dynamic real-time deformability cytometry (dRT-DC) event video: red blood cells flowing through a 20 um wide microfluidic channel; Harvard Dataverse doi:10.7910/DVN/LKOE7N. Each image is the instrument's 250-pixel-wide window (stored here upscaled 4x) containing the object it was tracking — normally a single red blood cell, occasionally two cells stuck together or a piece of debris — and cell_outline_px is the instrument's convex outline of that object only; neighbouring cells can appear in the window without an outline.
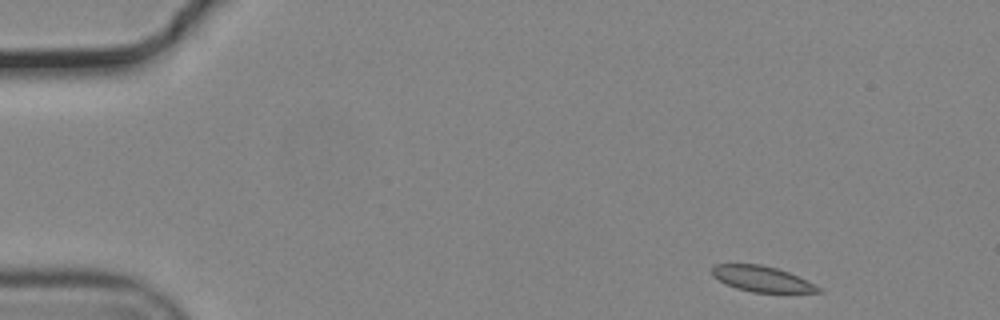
{"species": "common noctule bat (a hibernating species)", "species_latin": "Nyctalus noctula", "temperature_condition": "cold", "stored_images_in_passage": 46, "camera_frame_rate_fps": 3000, "um_per_image_px": 0.085, "animal": {"sex": "male", "body_mass_g": 19.2, "forearm_length_mm": 51.8}, "frame": {"image": 1, "passage_image": 1, "time_ms": 0.0, "image_size_px": [1000, 320], "cell_outline_px": [[824, 292], [752, 292], [736, 288], [712, 276], [712, 268], [716, 264], [760, 264], [776, 268], [788, 272], [820, 288]], "centroid_in_image_um": [64.72, 23.7], "position_along_channel_um": 20.3, "area_um2": 15.43}}
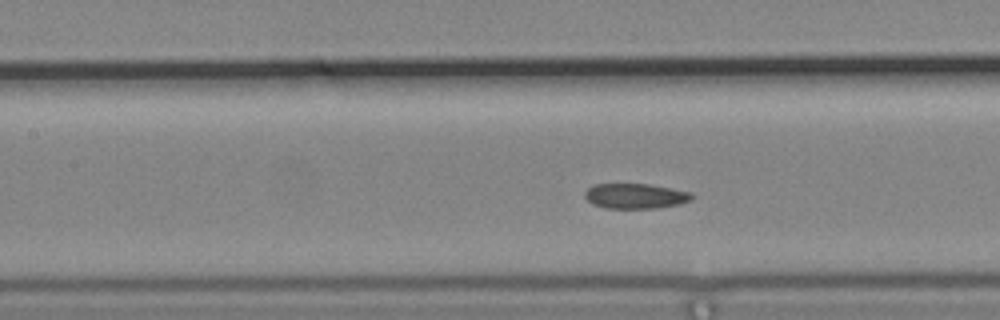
{"frame": {"image": 2, "passage_image": 20, "time_ms": 6.333, "image_size_px": [1000, 320], "cell_outline_px": [[696, 196], [692, 200], [680, 204], [656, 208], [604, 208], [592, 204], [584, 196], [584, 192], [592, 184], [648, 184], [672, 188], [692, 192]], "centroid_in_image_um": [54.04, 16.66], "position_along_channel_um": 153.4, "area_um2": 15.9}}
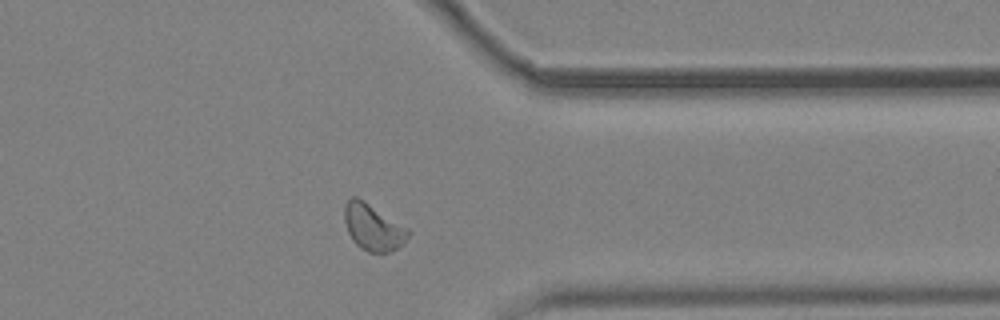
{"frame": {"image": 3, "passage_image": 39, "time_ms": 12.667, "image_size_px": [1000, 320], "cell_outline_px": [[412, 232], [404, 244], [388, 252], [368, 252], [360, 248], [352, 240], [348, 232], [344, 220], [344, 204], [352, 196], [356, 196], [364, 200], [408, 228]], "centroid_in_image_um": [31.71, 19.31], "position_along_channel_um": 379.7, "area_um2": 17.4}}